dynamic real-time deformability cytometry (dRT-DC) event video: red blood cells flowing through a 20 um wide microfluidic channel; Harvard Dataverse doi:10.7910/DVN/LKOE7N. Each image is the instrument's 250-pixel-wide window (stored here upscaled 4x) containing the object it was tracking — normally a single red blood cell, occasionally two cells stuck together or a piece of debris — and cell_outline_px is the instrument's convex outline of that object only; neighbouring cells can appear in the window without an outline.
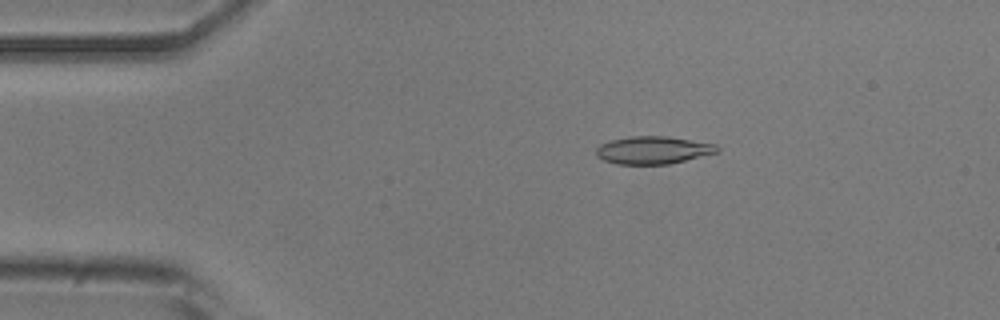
{"species": "common noctule bat (a hibernating species)", "species_latin": "Nyctalus noctula", "temperature_condition": "room temperature", "stored_images_in_passage": 47, "camera_frame_rate_fps": 3000, "um_per_image_px": 0.085, "animal": {"sex": "male", "body_mass_g": 20.5, "forearm_length_mm": 52.5}, "frame": {"image": 1, "passage_image": 4, "time_ms": 1.0, "image_size_px": [1000, 320], "cell_outline_px": [[720, 152], [668, 164], [616, 164], [604, 160], [596, 156], [596, 148], [600, 144], [612, 140], [628, 136], [668, 136], [716, 144], [720, 148]], "centroid_in_image_um": [55.53, 12.75], "position_along_channel_um": 29.5, "area_um2": 19.59}}
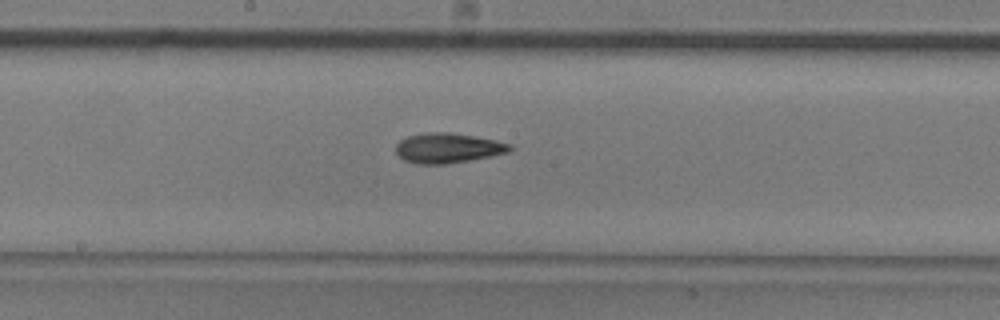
{"frame": {"image": 2, "passage_image": 22, "time_ms": 7.0, "image_size_px": [1000, 320], "cell_outline_px": [[512, 148], [508, 152], [468, 160], [444, 164], [416, 164], [404, 160], [396, 152], [396, 144], [400, 140], [408, 136], [424, 132], [452, 132], [496, 140], [512, 144]], "centroid_in_image_um": [38.04, 12.57], "position_along_channel_um": 210.2, "area_um2": 19.83}}
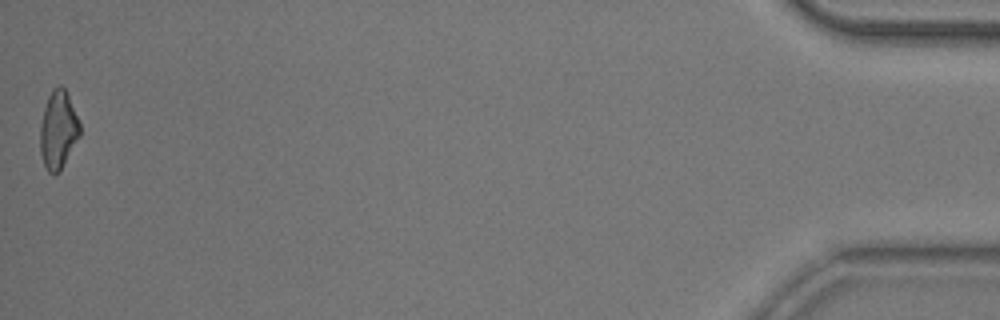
{"frame": {"image": 3, "passage_image": 47, "time_ms": 15.333, "image_size_px": [1000, 320], "cell_outline_px": [[80, 136], [60, 172], [48, 172], [44, 164], [40, 152], [40, 128], [44, 108], [48, 96], [52, 88], [60, 84], [64, 88], [80, 120]], "centroid_in_image_um": [4.96, 11.03], "position_along_channel_um": 430.2, "area_um2": 18.09}, "authors_computed_cell_mechanics": {"area_um2": 18.785, "velocity_mm_per_s": 3.8182, "shape_relaxation_time_tau1_ms": 5.8693, "shape_relaxation_time_tau2_ms": 4.1317, "deformation_change_tau1": 0.1743, "deformation_change_tau2": 0.1372}}